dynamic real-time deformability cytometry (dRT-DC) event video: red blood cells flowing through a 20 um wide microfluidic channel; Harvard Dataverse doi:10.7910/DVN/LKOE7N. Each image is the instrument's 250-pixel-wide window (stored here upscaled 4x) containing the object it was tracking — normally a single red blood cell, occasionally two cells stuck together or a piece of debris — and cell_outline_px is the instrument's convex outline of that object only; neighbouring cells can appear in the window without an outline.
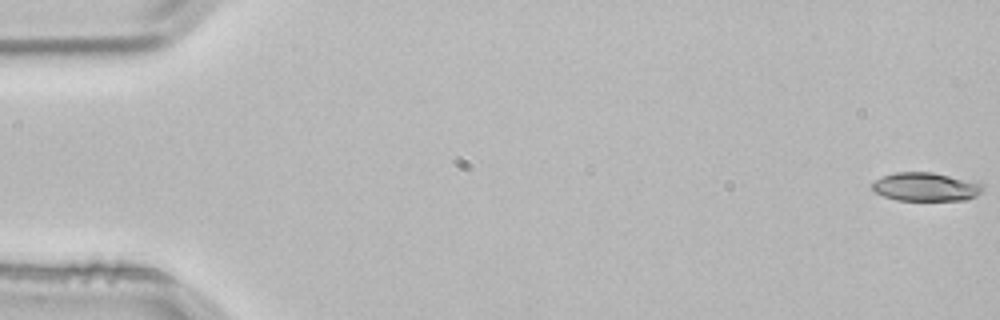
{"species": "common noctule bat (a hibernating species)", "species_latin": "Nyctalus noctula", "temperature_condition": "room temperature", "stored_images_in_passage": 5, "segment_of_instrument_passage": [1, 2], "camera_frame_rate_fps": 3000, "um_per_image_px": 0.085, "animal": {"sex": "male", "body_mass_g": 21.5, "forearm_length_mm": 52.0}, "frame": {"image": 1, "passage_image": 1, "time_ms": 0.0, "image_size_px": [1000, 320], "cell_outline_px": [[984, 192], [968, 200], [896, 200], [884, 196], [876, 192], [872, 188], [872, 184], [876, 180], [884, 176], [896, 172], [932, 172], [980, 180], [984, 184]], "centroid_in_image_um": [78.83, 15.87], "position_along_channel_um": 6.2, "area_um2": 18.9}}
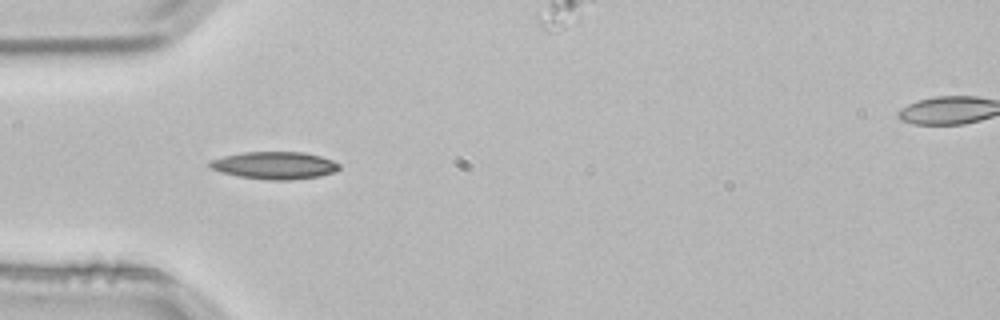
{"frame": {"image": 2, "passage_image": 4, "time_ms": 1.0, "image_size_px": [1000, 320], "cell_outline_px": [[340, 168], [336, 172], [320, 176], [288, 180], [272, 180], [240, 176], [220, 172], [212, 168], [208, 164], [212, 160], [224, 156], [244, 152], [304, 152], [320, 156], [332, 160], [340, 164]], "centroid_in_image_um": [23.39, 14.05], "position_along_channel_um": 61.6, "area_um2": 20.52}}